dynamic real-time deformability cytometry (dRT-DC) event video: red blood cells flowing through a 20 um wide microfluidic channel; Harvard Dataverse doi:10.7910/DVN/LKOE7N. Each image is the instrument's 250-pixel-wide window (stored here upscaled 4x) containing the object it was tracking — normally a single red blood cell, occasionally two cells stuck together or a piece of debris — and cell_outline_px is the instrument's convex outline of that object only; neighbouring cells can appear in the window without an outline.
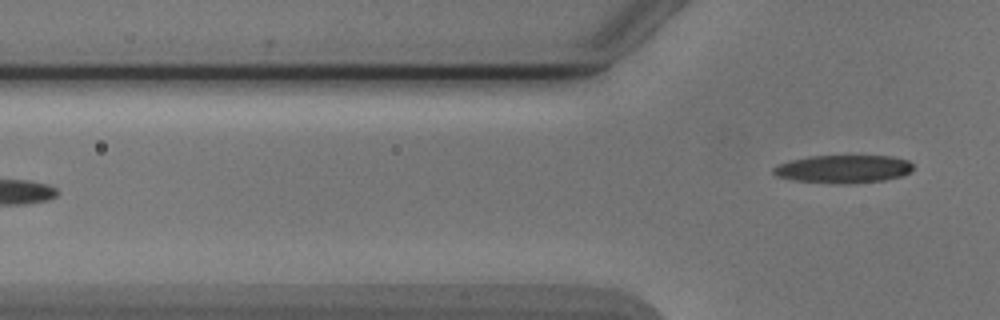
{"species": "Egyptian fruit bat (a non-hibernating species)", "species_latin": "Rousettus aegyptiacus", "temperature_condition": "cold", "stored_images_in_passage": 6, "camera_frame_rate_fps": 3000, "um_per_image_px": 0.085, "animal": {"sex": "male"}, "frame": {"image": 1, "passage_image": 6, "time_ms": 6.0, "image_size_px": [1000, 320], "cell_outline_px": [[912, 172], [904, 176], [884, 180], [840, 184], [796, 180], [776, 176], [772, 172], [772, 168], [780, 164], [792, 160], [808, 156], [888, 156], [908, 160], [912, 164]], "centroid_in_image_um": [71.71, 14.36], "position_along_channel_um": 54.1, "area_um2": 22.66}}